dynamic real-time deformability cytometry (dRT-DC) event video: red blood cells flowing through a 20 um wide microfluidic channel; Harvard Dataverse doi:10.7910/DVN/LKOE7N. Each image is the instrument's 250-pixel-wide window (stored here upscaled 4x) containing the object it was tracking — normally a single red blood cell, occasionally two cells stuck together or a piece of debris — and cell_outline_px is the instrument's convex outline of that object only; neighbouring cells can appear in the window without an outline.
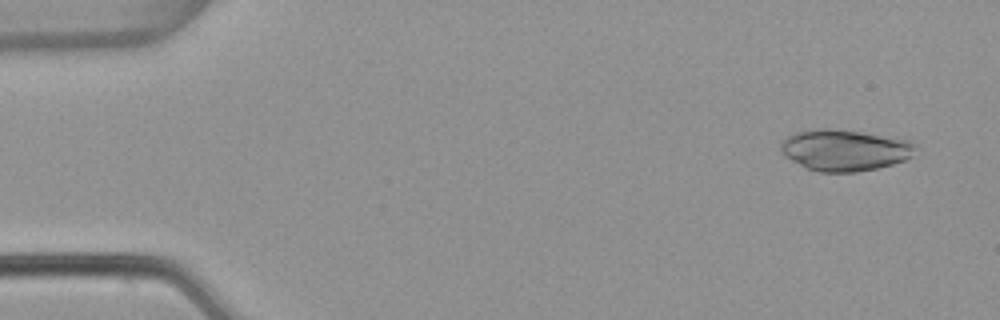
{"species": "common noctule bat (a hibernating species)", "species_latin": "Nyctalus noctula", "temperature_condition": "warm", "stored_images_in_passage": 5, "camera_frame_rate_fps": 3000, "um_per_image_px": 0.085, "animal": {"sex": "female", "body_mass_g": 22.7, "forearm_length_mm": 54.2}, "frame": {"image": 1, "passage_image": 1, "time_ms": 0.0, "image_size_px": [1000, 320], "cell_outline_px": [[920, 148], [912, 156], [904, 160], [880, 168], [856, 172], [820, 172], [808, 168], [784, 156], [780, 152], [780, 140], [784, 136], [796, 132], [812, 128], [832, 128], [896, 136], [912, 140]], "centroid_in_image_um": [71.84, 12.73], "position_along_channel_um": 13.2, "area_um2": 33.41}}
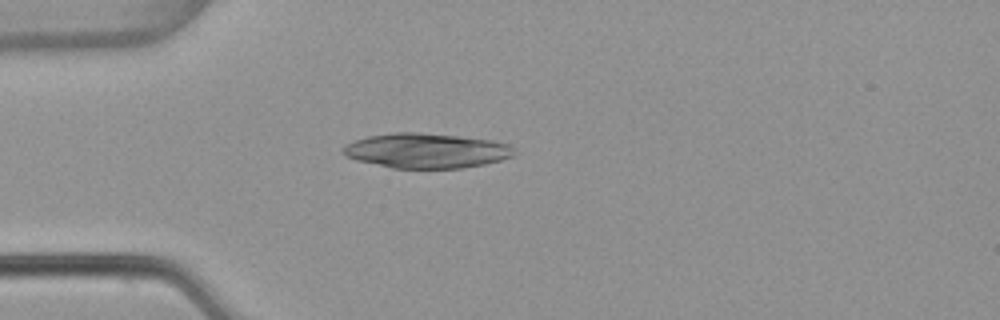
{"frame": {"image": 2, "passage_image": 4, "time_ms": 1.0, "image_size_px": [1000, 320], "cell_outline_px": [[516, 152], [512, 156], [500, 160], [484, 164], [464, 168], [392, 168], [356, 160], [344, 156], [340, 152], [340, 148], [344, 144], [368, 136], [392, 132], [416, 132], [456, 136], [492, 140], [508, 144]], "centroid_in_image_um": [36.17, 12.81], "position_along_channel_um": 48.8, "area_um2": 34.85}}